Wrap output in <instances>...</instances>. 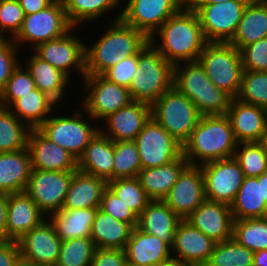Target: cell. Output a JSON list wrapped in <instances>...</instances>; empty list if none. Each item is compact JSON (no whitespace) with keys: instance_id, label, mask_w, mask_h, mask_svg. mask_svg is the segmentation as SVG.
Returning a JSON list of instances; mask_svg holds the SVG:
<instances>
[{"instance_id":"1","label":"cell","mask_w":267,"mask_h":266,"mask_svg":"<svg viewBox=\"0 0 267 266\" xmlns=\"http://www.w3.org/2000/svg\"><path fill=\"white\" fill-rule=\"evenodd\" d=\"M107 24L101 36L93 38V43L89 44L84 35L86 75H101L124 58L138 54L149 42L142 31L125 24L121 19L109 20Z\"/></svg>"},{"instance_id":"2","label":"cell","mask_w":267,"mask_h":266,"mask_svg":"<svg viewBox=\"0 0 267 266\" xmlns=\"http://www.w3.org/2000/svg\"><path fill=\"white\" fill-rule=\"evenodd\" d=\"M149 41L173 65L197 61L207 43L198 15L185 5Z\"/></svg>"},{"instance_id":"3","label":"cell","mask_w":267,"mask_h":266,"mask_svg":"<svg viewBox=\"0 0 267 266\" xmlns=\"http://www.w3.org/2000/svg\"><path fill=\"white\" fill-rule=\"evenodd\" d=\"M230 119L224 115H201L190 138L183 144L189 165L232 158L237 147Z\"/></svg>"},{"instance_id":"4","label":"cell","mask_w":267,"mask_h":266,"mask_svg":"<svg viewBox=\"0 0 267 266\" xmlns=\"http://www.w3.org/2000/svg\"><path fill=\"white\" fill-rule=\"evenodd\" d=\"M173 86L195 104L201 115L227 114L232 97L213 84L198 61L174 65Z\"/></svg>"},{"instance_id":"5","label":"cell","mask_w":267,"mask_h":266,"mask_svg":"<svg viewBox=\"0 0 267 266\" xmlns=\"http://www.w3.org/2000/svg\"><path fill=\"white\" fill-rule=\"evenodd\" d=\"M60 115L54 112L37 128L45 137L67 150L75 159L83 154L91 139L97 134L99 124L80 106ZM69 115H68V114Z\"/></svg>"},{"instance_id":"6","label":"cell","mask_w":267,"mask_h":266,"mask_svg":"<svg viewBox=\"0 0 267 266\" xmlns=\"http://www.w3.org/2000/svg\"><path fill=\"white\" fill-rule=\"evenodd\" d=\"M174 65L150 43L138 53V67L129 86L133 101L152 105L173 87Z\"/></svg>"},{"instance_id":"7","label":"cell","mask_w":267,"mask_h":266,"mask_svg":"<svg viewBox=\"0 0 267 266\" xmlns=\"http://www.w3.org/2000/svg\"><path fill=\"white\" fill-rule=\"evenodd\" d=\"M197 61L216 87L237 97L244 72L240 50L229 42H207Z\"/></svg>"},{"instance_id":"8","label":"cell","mask_w":267,"mask_h":266,"mask_svg":"<svg viewBox=\"0 0 267 266\" xmlns=\"http://www.w3.org/2000/svg\"><path fill=\"white\" fill-rule=\"evenodd\" d=\"M151 116L183 145L197 126L201 114L195 104L173 86L151 105Z\"/></svg>"},{"instance_id":"9","label":"cell","mask_w":267,"mask_h":266,"mask_svg":"<svg viewBox=\"0 0 267 266\" xmlns=\"http://www.w3.org/2000/svg\"><path fill=\"white\" fill-rule=\"evenodd\" d=\"M74 26L70 23L63 1H53L36 13L25 15L22 26L12 38L22 53V47L35 49L39 44L67 34ZM27 44V45H26Z\"/></svg>"},{"instance_id":"10","label":"cell","mask_w":267,"mask_h":266,"mask_svg":"<svg viewBox=\"0 0 267 266\" xmlns=\"http://www.w3.org/2000/svg\"><path fill=\"white\" fill-rule=\"evenodd\" d=\"M79 86L83 94L79 105L100 125L110 114L131 101L129 89L105 79L102 75H86ZM84 95V96H83Z\"/></svg>"},{"instance_id":"11","label":"cell","mask_w":267,"mask_h":266,"mask_svg":"<svg viewBox=\"0 0 267 266\" xmlns=\"http://www.w3.org/2000/svg\"><path fill=\"white\" fill-rule=\"evenodd\" d=\"M79 29L73 27L67 34L41 43L32 50L39 58L67 75L71 83L76 80H72L74 74L79 76V83L86 76L85 39L81 38V33L79 37Z\"/></svg>"},{"instance_id":"12","label":"cell","mask_w":267,"mask_h":266,"mask_svg":"<svg viewBox=\"0 0 267 266\" xmlns=\"http://www.w3.org/2000/svg\"><path fill=\"white\" fill-rule=\"evenodd\" d=\"M134 141L138 147L142 169L168 164L183 154V145L152 116Z\"/></svg>"},{"instance_id":"13","label":"cell","mask_w":267,"mask_h":266,"mask_svg":"<svg viewBox=\"0 0 267 266\" xmlns=\"http://www.w3.org/2000/svg\"><path fill=\"white\" fill-rule=\"evenodd\" d=\"M249 1L229 0L200 6L195 12L206 41L229 42L235 35Z\"/></svg>"},{"instance_id":"14","label":"cell","mask_w":267,"mask_h":266,"mask_svg":"<svg viewBox=\"0 0 267 266\" xmlns=\"http://www.w3.org/2000/svg\"><path fill=\"white\" fill-rule=\"evenodd\" d=\"M74 171L32 169L25 192L48 217L63 208Z\"/></svg>"},{"instance_id":"15","label":"cell","mask_w":267,"mask_h":266,"mask_svg":"<svg viewBox=\"0 0 267 266\" xmlns=\"http://www.w3.org/2000/svg\"><path fill=\"white\" fill-rule=\"evenodd\" d=\"M123 2L120 19L125 24L142 31L148 38L185 5V0H124Z\"/></svg>"},{"instance_id":"16","label":"cell","mask_w":267,"mask_h":266,"mask_svg":"<svg viewBox=\"0 0 267 266\" xmlns=\"http://www.w3.org/2000/svg\"><path fill=\"white\" fill-rule=\"evenodd\" d=\"M204 176L205 198L231 205L239 191L244 174L232 157L201 164Z\"/></svg>"},{"instance_id":"17","label":"cell","mask_w":267,"mask_h":266,"mask_svg":"<svg viewBox=\"0 0 267 266\" xmlns=\"http://www.w3.org/2000/svg\"><path fill=\"white\" fill-rule=\"evenodd\" d=\"M205 200L204 176L197 165H188L163 199L182 220Z\"/></svg>"},{"instance_id":"18","label":"cell","mask_w":267,"mask_h":266,"mask_svg":"<svg viewBox=\"0 0 267 266\" xmlns=\"http://www.w3.org/2000/svg\"><path fill=\"white\" fill-rule=\"evenodd\" d=\"M17 242L22 258L43 266L57 264L62 240L48 218L25 233Z\"/></svg>"},{"instance_id":"19","label":"cell","mask_w":267,"mask_h":266,"mask_svg":"<svg viewBox=\"0 0 267 266\" xmlns=\"http://www.w3.org/2000/svg\"><path fill=\"white\" fill-rule=\"evenodd\" d=\"M151 117V105L131 101L115 113L106 117L99 126L100 131L112 141H132ZM103 124V126H101Z\"/></svg>"},{"instance_id":"20","label":"cell","mask_w":267,"mask_h":266,"mask_svg":"<svg viewBox=\"0 0 267 266\" xmlns=\"http://www.w3.org/2000/svg\"><path fill=\"white\" fill-rule=\"evenodd\" d=\"M215 242L188 221L181 220L174 234L172 258L190 266H204L213 252Z\"/></svg>"},{"instance_id":"21","label":"cell","mask_w":267,"mask_h":266,"mask_svg":"<svg viewBox=\"0 0 267 266\" xmlns=\"http://www.w3.org/2000/svg\"><path fill=\"white\" fill-rule=\"evenodd\" d=\"M215 243L233 237L234 218L229 205L205 200L186 219Z\"/></svg>"},{"instance_id":"22","label":"cell","mask_w":267,"mask_h":266,"mask_svg":"<svg viewBox=\"0 0 267 266\" xmlns=\"http://www.w3.org/2000/svg\"><path fill=\"white\" fill-rule=\"evenodd\" d=\"M27 148L32 169L48 171H76L77 159L67 150L56 145L38 129H31Z\"/></svg>"},{"instance_id":"23","label":"cell","mask_w":267,"mask_h":266,"mask_svg":"<svg viewBox=\"0 0 267 266\" xmlns=\"http://www.w3.org/2000/svg\"><path fill=\"white\" fill-rule=\"evenodd\" d=\"M226 115L237 143L262 141L267 124V109L232 98Z\"/></svg>"},{"instance_id":"24","label":"cell","mask_w":267,"mask_h":266,"mask_svg":"<svg viewBox=\"0 0 267 266\" xmlns=\"http://www.w3.org/2000/svg\"><path fill=\"white\" fill-rule=\"evenodd\" d=\"M47 216L24 191L8 194L6 240H19L40 225Z\"/></svg>"},{"instance_id":"25","label":"cell","mask_w":267,"mask_h":266,"mask_svg":"<svg viewBox=\"0 0 267 266\" xmlns=\"http://www.w3.org/2000/svg\"><path fill=\"white\" fill-rule=\"evenodd\" d=\"M126 261L137 266H158L172 259L171 247L155 235L134 227L125 246Z\"/></svg>"},{"instance_id":"26","label":"cell","mask_w":267,"mask_h":266,"mask_svg":"<svg viewBox=\"0 0 267 266\" xmlns=\"http://www.w3.org/2000/svg\"><path fill=\"white\" fill-rule=\"evenodd\" d=\"M28 55L29 57L26 56L27 58L25 59L21 57V63L29 71L35 83V87L48 94L59 105L65 103L63 99L67 100L65 97L70 96L68 95L70 93L67 92L72 88L69 86L71 84V79L48 62L39 58L33 51H30ZM67 86L70 87V89H68Z\"/></svg>"},{"instance_id":"27","label":"cell","mask_w":267,"mask_h":266,"mask_svg":"<svg viewBox=\"0 0 267 266\" xmlns=\"http://www.w3.org/2000/svg\"><path fill=\"white\" fill-rule=\"evenodd\" d=\"M114 142L100 130L91 139L77 160V169L84 173L113 180Z\"/></svg>"},{"instance_id":"28","label":"cell","mask_w":267,"mask_h":266,"mask_svg":"<svg viewBox=\"0 0 267 266\" xmlns=\"http://www.w3.org/2000/svg\"><path fill=\"white\" fill-rule=\"evenodd\" d=\"M181 220L163 200H151L138 216L137 228L146 234L159 237L172 247L174 234Z\"/></svg>"},{"instance_id":"29","label":"cell","mask_w":267,"mask_h":266,"mask_svg":"<svg viewBox=\"0 0 267 266\" xmlns=\"http://www.w3.org/2000/svg\"><path fill=\"white\" fill-rule=\"evenodd\" d=\"M107 181L79 171H74L63 209L100 208Z\"/></svg>"},{"instance_id":"30","label":"cell","mask_w":267,"mask_h":266,"mask_svg":"<svg viewBox=\"0 0 267 266\" xmlns=\"http://www.w3.org/2000/svg\"><path fill=\"white\" fill-rule=\"evenodd\" d=\"M123 0H63L64 8L70 23L74 27H84L85 24L104 21L114 10L117 15H109L110 21L120 19ZM112 11V13H110ZM119 11V12H118ZM109 13V14H108ZM100 19V20H99ZM98 20V21H97ZM97 21V22H96Z\"/></svg>"},{"instance_id":"31","label":"cell","mask_w":267,"mask_h":266,"mask_svg":"<svg viewBox=\"0 0 267 266\" xmlns=\"http://www.w3.org/2000/svg\"><path fill=\"white\" fill-rule=\"evenodd\" d=\"M188 165V161L182 154L168 164L141 169L137 178L151 200H163Z\"/></svg>"},{"instance_id":"32","label":"cell","mask_w":267,"mask_h":266,"mask_svg":"<svg viewBox=\"0 0 267 266\" xmlns=\"http://www.w3.org/2000/svg\"><path fill=\"white\" fill-rule=\"evenodd\" d=\"M32 164L28 148L0 153V192H24L30 178Z\"/></svg>"},{"instance_id":"33","label":"cell","mask_w":267,"mask_h":266,"mask_svg":"<svg viewBox=\"0 0 267 266\" xmlns=\"http://www.w3.org/2000/svg\"><path fill=\"white\" fill-rule=\"evenodd\" d=\"M60 106L48 94L35 88L16 99L8 109L30 129H37Z\"/></svg>"},{"instance_id":"34","label":"cell","mask_w":267,"mask_h":266,"mask_svg":"<svg viewBox=\"0 0 267 266\" xmlns=\"http://www.w3.org/2000/svg\"><path fill=\"white\" fill-rule=\"evenodd\" d=\"M267 37V0H250L229 43L238 50Z\"/></svg>"},{"instance_id":"35","label":"cell","mask_w":267,"mask_h":266,"mask_svg":"<svg viewBox=\"0 0 267 266\" xmlns=\"http://www.w3.org/2000/svg\"><path fill=\"white\" fill-rule=\"evenodd\" d=\"M98 208L61 209L47 218L53 224L57 236L62 240L91 236L94 217Z\"/></svg>"},{"instance_id":"36","label":"cell","mask_w":267,"mask_h":266,"mask_svg":"<svg viewBox=\"0 0 267 266\" xmlns=\"http://www.w3.org/2000/svg\"><path fill=\"white\" fill-rule=\"evenodd\" d=\"M132 227L97 209L90 238L96 248L125 249Z\"/></svg>"},{"instance_id":"37","label":"cell","mask_w":267,"mask_h":266,"mask_svg":"<svg viewBox=\"0 0 267 266\" xmlns=\"http://www.w3.org/2000/svg\"><path fill=\"white\" fill-rule=\"evenodd\" d=\"M230 208L234 220L267 217V206L262 200L261 183L257 177H244Z\"/></svg>"},{"instance_id":"38","label":"cell","mask_w":267,"mask_h":266,"mask_svg":"<svg viewBox=\"0 0 267 266\" xmlns=\"http://www.w3.org/2000/svg\"><path fill=\"white\" fill-rule=\"evenodd\" d=\"M30 130L8 108L0 106V153L27 148Z\"/></svg>"},{"instance_id":"39","label":"cell","mask_w":267,"mask_h":266,"mask_svg":"<svg viewBox=\"0 0 267 266\" xmlns=\"http://www.w3.org/2000/svg\"><path fill=\"white\" fill-rule=\"evenodd\" d=\"M233 238L252 252L267 249V217L234 220Z\"/></svg>"},{"instance_id":"40","label":"cell","mask_w":267,"mask_h":266,"mask_svg":"<svg viewBox=\"0 0 267 266\" xmlns=\"http://www.w3.org/2000/svg\"><path fill=\"white\" fill-rule=\"evenodd\" d=\"M254 252L239 244L233 237L216 243L204 266H253Z\"/></svg>"},{"instance_id":"41","label":"cell","mask_w":267,"mask_h":266,"mask_svg":"<svg viewBox=\"0 0 267 266\" xmlns=\"http://www.w3.org/2000/svg\"><path fill=\"white\" fill-rule=\"evenodd\" d=\"M233 158L244 177H259L267 171V150L261 142L238 143Z\"/></svg>"},{"instance_id":"42","label":"cell","mask_w":267,"mask_h":266,"mask_svg":"<svg viewBox=\"0 0 267 266\" xmlns=\"http://www.w3.org/2000/svg\"><path fill=\"white\" fill-rule=\"evenodd\" d=\"M114 142L113 180L135 178L141 171L137 144L132 141Z\"/></svg>"},{"instance_id":"43","label":"cell","mask_w":267,"mask_h":266,"mask_svg":"<svg viewBox=\"0 0 267 266\" xmlns=\"http://www.w3.org/2000/svg\"><path fill=\"white\" fill-rule=\"evenodd\" d=\"M95 249L90 237L64 240L55 266H90Z\"/></svg>"},{"instance_id":"44","label":"cell","mask_w":267,"mask_h":266,"mask_svg":"<svg viewBox=\"0 0 267 266\" xmlns=\"http://www.w3.org/2000/svg\"><path fill=\"white\" fill-rule=\"evenodd\" d=\"M107 186L139 216L146 208L151 199L141 187L137 177L116 179L107 182Z\"/></svg>"},{"instance_id":"45","label":"cell","mask_w":267,"mask_h":266,"mask_svg":"<svg viewBox=\"0 0 267 266\" xmlns=\"http://www.w3.org/2000/svg\"><path fill=\"white\" fill-rule=\"evenodd\" d=\"M236 99L267 109V71L244 70Z\"/></svg>"},{"instance_id":"46","label":"cell","mask_w":267,"mask_h":266,"mask_svg":"<svg viewBox=\"0 0 267 266\" xmlns=\"http://www.w3.org/2000/svg\"><path fill=\"white\" fill-rule=\"evenodd\" d=\"M35 88V83L29 71L20 62L13 70L5 87L0 91V106L8 108L16 99Z\"/></svg>"},{"instance_id":"47","label":"cell","mask_w":267,"mask_h":266,"mask_svg":"<svg viewBox=\"0 0 267 266\" xmlns=\"http://www.w3.org/2000/svg\"><path fill=\"white\" fill-rule=\"evenodd\" d=\"M24 17L18 0H0V37L13 38L20 30Z\"/></svg>"},{"instance_id":"48","label":"cell","mask_w":267,"mask_h":266,"mask_svg":"<svg viewBox=\"0 0 267 266\" xmlns=\"http://www.w3.org/2000/svg\"><path fill=\"white\" fill-rule=\"evenodd\" d=\"M100 209L132 228L137 227L138 216L108 186L103 192Z\"/></svg>"},{"instance_id":"49","label":"cell","mask_w":267,"mask_h":266,"mask_svg":"<svg viewBox=\"0 0 267 266\" xmlns=\"http://www.w3.org/2000/svg\"><path fill=\"white\" fill-rule=\"evenodd\" d=\"M20 49L12 38L0 37V91L5 87L13 70L21 62Z\"/></svg>"},{"instance_id":"50","label":"cell","mask_w":267,"mask_h":266,"mask_svg":"<svg viewBox=\"0 0 267 266\" xmlns=\"http://www.w3.org/2000/svg\"><path fill=\"white\" fill-rule=\"evenodd\" d=\"M242 66L249 71H267V37L240 49Z\"/></svg>"},{"instance_id":"51","label":"cell","mask_w":267,"mask_h":266,"mask_svg":"<svg viewBox=\"0 0 267 266\" xmlns=\"http://www.w3.org/2000/svg\"><path fill=\"white\" fill-rule=\"evenodd\" d=\"M138 67V54L124 58L116 65L105 70L101 75L120 86L129 89Z\"/></svg>"},{"instance_id":"52","label":"cell","mask_w":267,"mask_h":266,"mask_svg":"<svg viewBox=\"0 0 267 266\" xmlns=\"http://www.w3.org/2000/svg\"><path fill=\"white\" fill-rule=\"evenodd\" d=\"M125 262L124 249L96 248L90 266H123Z\"/></svg>"},{"instance_id":"53","label":"cell","mask_w":267,"mask_h":266,"mask_svg":"<svg viewBox=\"0 0 267 266\" xmlns=\"http://www.w3.org/2000/svg\"><path fill=\"white\" fill-rule=\"evenodd\" d=\"M20 257V247L17 241H0V266H16Z\"/></svg>"},{"instance_id":"54","label":"cell","mask_w":267,"mask_h":266,"mask_svg":"<svg viewBox=\"0 0 267 266\" xmlns=\"http://www.w3.org/2000/svg\"><path fill=\"white\" fill-rule=\"evenodd\" d=\"M54 0H18L24 14H32L48 7Z\"/></svg>"},{"instance_id":"55","label":"cell","mask_w":267,"mask_h":266,"mask_svg":"<svg viewBox=\"0 0 267 266\" xmlns=\"http://www.w3.org/2000/svg\"><path fill=\"white\" fill-rule=\"evenodd\" d=\"M8 193L0 192V241H6Z\"/></svg>"},{"instance_id":"56","label":"cell","mask_w":267,"mask_h":266,"mask_svg":"<svg viewBox=\"0 0 267 266\" xmlns=\"http://www.w3.org/2000/svg\"><path fill=\"white\" fill-rule=\"evenodd\" d=\"M229 0H185V6L193 11H196L202 5L226 2Z\"/></svg>"},{"instance_id":"57","label":"cell","mask_w":267,"mask_h":266,"mask_svg":"<svg viewBox=\"0 0 267 266\" xmlns=\"http://www.w3.org/2000/svg\"><path fill=\"white\" fill-rule=\"evenodd\" d=\"M253 266H267V249L254 252Z\"/></svg>"},{"instance_id":"58","label":"cell","mask_w":267,"mask_h":266,"mask_svg":"<svg viewBox=\"0 0 267 266\" xmlns=\"http://www.w3.org/2000/svg\"><path fill=\"white\" fill-rule=\"evenodd\" d=\"M258 183H261L262 200L265 201L267 206V171L257 177Z\"/></svg>"},{"instance_id":"59","label":"cell","mask_w":267,"mask_h":266,"mask_svg":"<svg viewBox=\"0 0 267 266\" xmlns=\"http://www.w3.org/2000/svg\"><path fill=\"white\" fill-rule=\"evenodd\" d=\"M158 266H190V265H186V264L172 258V259H170L164 263L159 264Z\"/></svg>"},{"instance_id":"60","label":"cell","mask_w":267,"mask_h":266,"mask_svg":"<svg viewBox=\"0 0 267 266\" xmlns=\"http://www.w3.org/2000/svg\"><path fill=\"white\" fill-rule=\"evenodd\" d=\"M16 266H43V265H40L36 262H32V261H29V260H26V259L20 257Z\"/></svg>"},{"instance_id":"61","label":"cell","mask_w":267,"mask_h":266,"mask_svg":"<svg viewBox=\"0 0 267 266\" xmlns=\"http://www.w3.org/2000/svg\"><path fill=\"white\" fill-rule=\"evenodd\" d=\"M261 143L263 144V146L267 150V124H266V127H265V133L263 135Z\"/></svg>"},{"instance_id":"62","label":"cell","mask_w":267,"mask_h":266,"mask_svg":"<svg viewBox=\"0 0 267 266\" xmlns=\"http://www.w3.org/2000/svg\"><path fill=\"white\" fill-rule=\"evenodd\" d=\"M123 266H137V265L131 264L128 261H126Z\"/></svg>"}]
</instances>
